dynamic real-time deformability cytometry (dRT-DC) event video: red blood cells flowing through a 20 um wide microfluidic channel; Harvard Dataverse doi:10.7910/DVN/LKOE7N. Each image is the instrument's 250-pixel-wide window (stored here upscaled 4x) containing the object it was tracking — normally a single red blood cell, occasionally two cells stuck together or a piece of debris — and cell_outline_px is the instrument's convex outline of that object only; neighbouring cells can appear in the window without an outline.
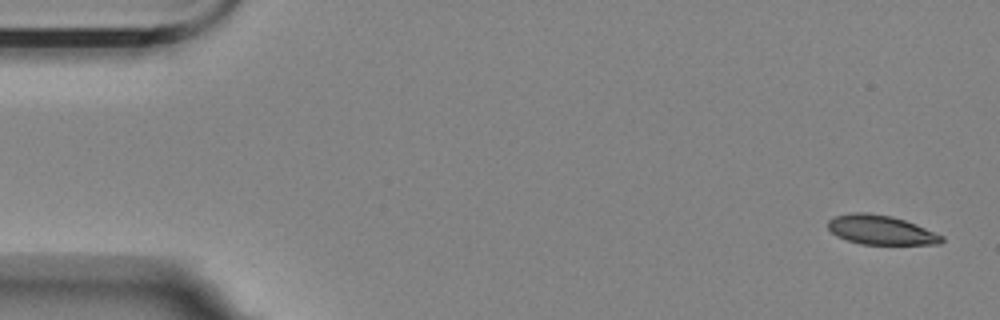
{"species": "Egyptian fruit bat (a non-hibernating species)", "species_latin": "Rousettus aegyptiacus", "temperature_condition": "room temperature", "stored_images_in_passage": 5, "camera_frame_rate_fps": 3000, "um_per_image_px": 0.085, "animal": {"sex": "female"}, "frame": {"image": 1, "passage_image": 1, "time_ms": 0.0, "image_size_px": [1000, 320], "cell_outline_px": [[944, 240], [940, 244], [860, 244], [836, 236], [828, 228], [828, 220], [836, 216], [852, 212], [868, 212], [892, 216], [916, 224], [944, 236]], "centroid_in_image_um": [74.87, 19.54], "position_along_channel_um": 10.1, "area_um2": 19.42}}
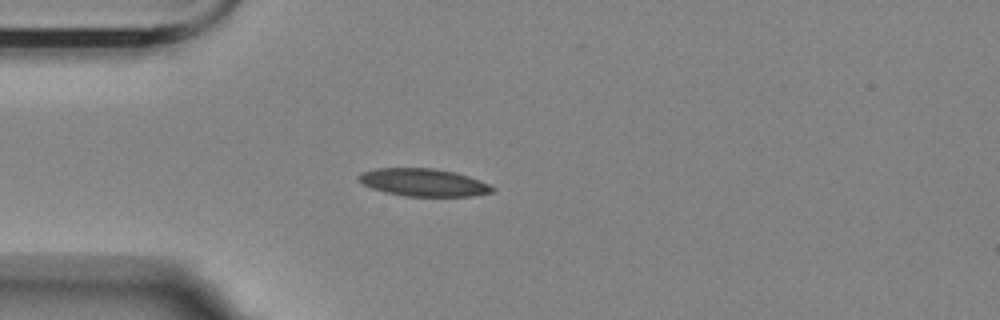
{"frame": {"image": 2, "passage_image": 4, "time_ms": 4.333, "image_size_px": [1000, 320], "cell_outline_px": [[496, 188], [492, 192], [472, 196], [404, 196], [384, 192], [372, 188], [356, 180], [356, 176], [360, 172], [376, 168], [432, 168], [452, 172], [468, 176], [488, 184]], "centroid_in_image_um": [35.93, 15.51], "position_along_channel_um": 49.1, "area_um2": 21.5}}